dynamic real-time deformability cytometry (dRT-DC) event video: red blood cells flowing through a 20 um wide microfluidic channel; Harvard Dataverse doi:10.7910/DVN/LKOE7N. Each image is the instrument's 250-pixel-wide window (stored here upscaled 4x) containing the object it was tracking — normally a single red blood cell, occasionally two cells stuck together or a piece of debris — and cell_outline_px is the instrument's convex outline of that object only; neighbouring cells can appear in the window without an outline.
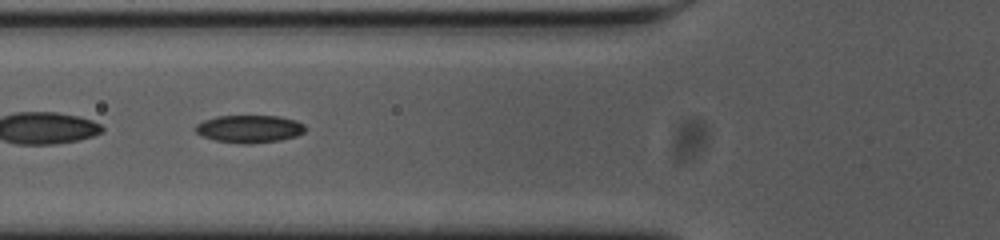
{"species": "common noctule bat (a hibernating species)", "species_latin": "Nyctalus noctula", "temperature_condition": "cold", "stored_images_in_passage": 47, "segment_of_instrument_passage": [2, 2], "camera_frame_rate_fps": 3000, "um_per_image_px": 0.085, "animal": {"sex": "female", "body_mass_g": 23.0, "forearm_length_mm": 53.4}, "frame": {"image": 1, "passage_image": 12, "time_ms": 3.667, "image_size_px": [1000, 240], "cell_outline_px": [[304, 132], [296, 136], [280, 140], [252, 144], [244, 144], [216, 140], [204, 136], [196, 132], [196, 124], [204, 120], [216, 116], [280, 116], [296, 120], [304, 124]], "centroid_in_image_um": [21.22, 10.95], "position_along_channel_um": 104.6, "area_um2": 17.57}}
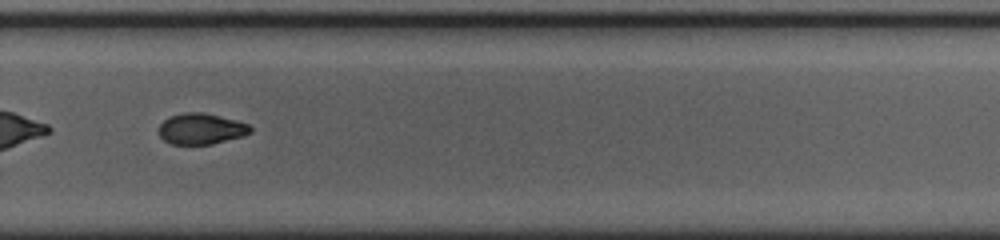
{"frame": {"image": 2, "passage_image": 29, "time_ms": 9.333, "image_size_px": [1000, 240], "cell_outline_px": [[252, 132], [244, 136], [212, 144], [172, 144], [164, 140], [160, 136], [160, 124], [168, 116], [184, 112], [204, 112], [236, 120], [248, 124], [252, 128]], "centroid_in_image_um": [17.11, 10.94], "position_along_channel_um": 312.7, "area_um2": 16.59}}
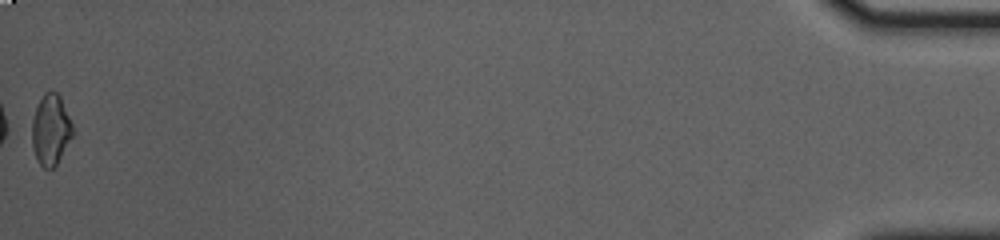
{"frame": {"image": 3, "passage_image": 47, "time_ms": 15.333, "image_size_px": [1000, 240], "cell_outline_px": [[72, 136], [56, 164], [52, 168], [44, 168], [36, 160], [32, 148], [32, 120], [36, 108], [44, 92], [48, 88], [56, 92], [60, 96], [72, 124]], "centroid_in_image_um": [4.29, 11.0], "position_along_channel_um": 430.9, "area_um2": 16.65}}